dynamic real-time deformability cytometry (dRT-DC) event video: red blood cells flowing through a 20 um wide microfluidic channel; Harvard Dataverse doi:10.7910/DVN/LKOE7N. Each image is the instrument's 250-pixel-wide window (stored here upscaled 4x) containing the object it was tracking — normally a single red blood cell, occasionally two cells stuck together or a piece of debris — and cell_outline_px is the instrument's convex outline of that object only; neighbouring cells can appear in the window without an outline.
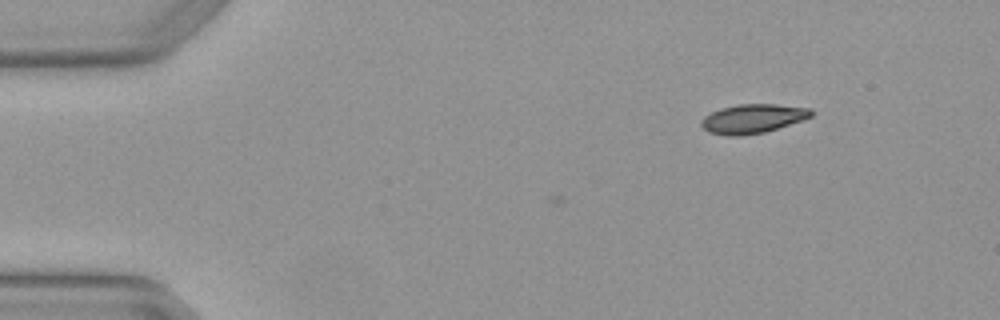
{"species": "Egyptian fruit bat (a non-hibernating species)", "species_latin": "Rousettus aegyptiacus", "temperature_condition": "warm", "stored_images_in_passage": 2, "camera_frame_rate_fps": 3000, "um_per_image_px": 0.085, "animal": {"sex": "female"}, "frame": {"image": 1, "passage_image": 2, "time_ms": 0.333, "image_size_px": [1000, 320], "cell_outline_px": [[812, 116], [804, 120], [764, 132], [740, 136], [728, 136], [708, 132], [700, 124], [700, 120], [704, 116], [720, 108], [740, 104], [776, 104], [812, 108]], "centroid_in_image_um": [63.98, 10.08], "position_along_channel_um": 21.0, "area_um2": 18.73}}